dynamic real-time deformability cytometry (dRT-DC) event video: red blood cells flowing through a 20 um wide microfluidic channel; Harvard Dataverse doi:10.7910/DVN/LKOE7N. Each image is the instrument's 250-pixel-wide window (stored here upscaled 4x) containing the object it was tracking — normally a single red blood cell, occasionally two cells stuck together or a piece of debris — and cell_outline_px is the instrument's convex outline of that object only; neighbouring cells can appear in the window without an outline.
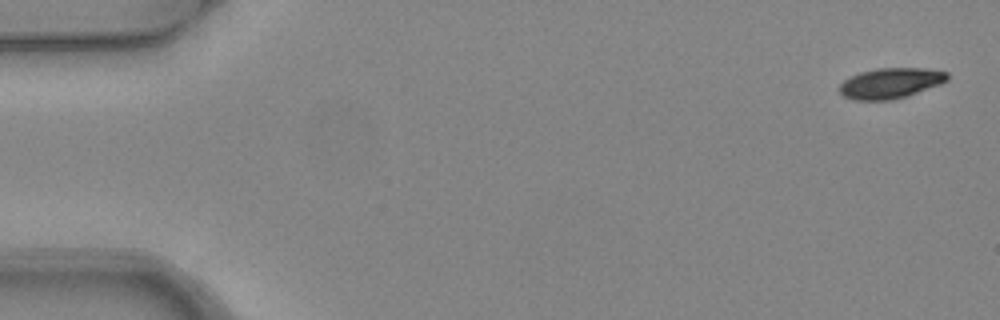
{"species": "common noctule bat (a hibernating species)", "species_latin": "Nyctalus noctula", "temperature_condition": "warm", "stored_images_in_passage": 4, "camera_frame_rate_fps": 3000, "um_per_image_px": 0.085, "animal": {"sex": "female", "body_mass_g": 24.6, "forearm_length_mm": 56.2}, "frame": {"image": 1, "passage_image": 1, "time_ms": 0.0, "image_size_px": [1000, 320], "cell_outline_px": [[948, 80], [940, 84], [908, 96], [892, 100], [852, 100], [844, 96], [840, 92], [840, 84], [844, 80], [860, 72], [876, 68], [924, 68], [948, 72]], "centroid_in_image_um": [75.7, 7.07], "position_along_channel_um": 9.3, "area_um2": 19.19}}
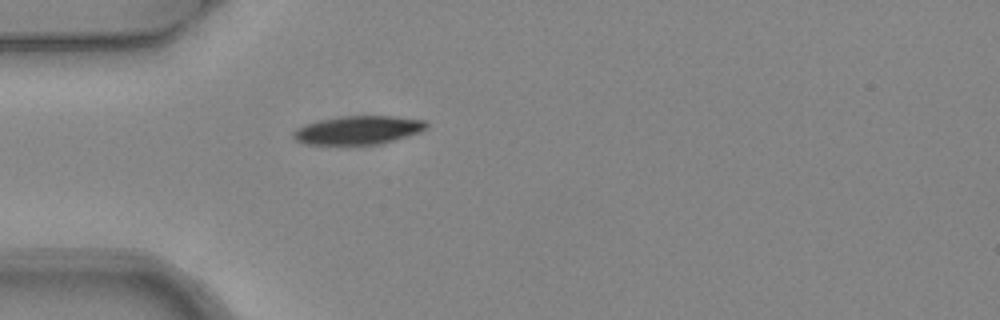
{"frame": {"image": 2, "passage_image": 4, "time_ms": 1.0, "image_size_px": [1000, 320], "cell_outline_px": [[428, 128], [420, 132], [408, 136], [380, 144], [308, 144], [296, 140], [292, 136], [292, 132], [296, 128], [304, 124], [344, 116], [392, 116], [424, 120], [428, 124]], "centroid_in_image_um": [30.47, 11.06], "position_along_channel_um": 54.5, "area_um2": 21.91}}